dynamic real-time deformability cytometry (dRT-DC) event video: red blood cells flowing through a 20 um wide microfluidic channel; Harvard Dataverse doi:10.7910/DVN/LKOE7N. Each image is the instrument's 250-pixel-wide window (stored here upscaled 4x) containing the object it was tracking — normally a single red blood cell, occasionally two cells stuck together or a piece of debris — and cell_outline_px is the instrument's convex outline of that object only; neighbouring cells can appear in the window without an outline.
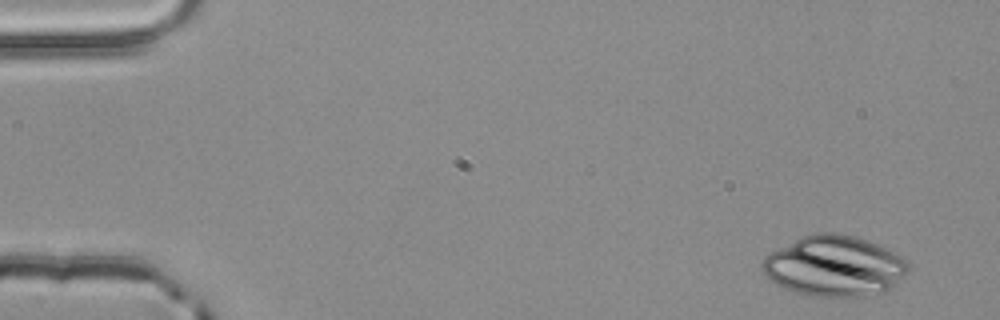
{"species": "common noctule bat (a hibernating species)", "species_latin": "Nyctalus noctula", "temperature_condition": "room temperature", "stored_images_in_passage": 4, "camera_frame_rate_fps": 3000, "um_per_image_px": 0.085, "animal": {"sex": "male", "body_mass_g": 20.4}, "frame": {"image": 1, "passage_image": 1, "time_ms": 0.0, "image_size_px": [1000, 320], "cell_outline_px": [[908, 268], [884, 292], [864, 296], [808, 296], [792, 292], [776, 284], [760, 268], [760, 264], [764, 256], [768, 252], [804, 236], [816, 232], [832, 232], [856, 236], [868, 240], [908, 260]], "centroid_in_image_um": [70.83, 22.6], "position_along_channel_um": 14.2, "area_um2": 51.1}}